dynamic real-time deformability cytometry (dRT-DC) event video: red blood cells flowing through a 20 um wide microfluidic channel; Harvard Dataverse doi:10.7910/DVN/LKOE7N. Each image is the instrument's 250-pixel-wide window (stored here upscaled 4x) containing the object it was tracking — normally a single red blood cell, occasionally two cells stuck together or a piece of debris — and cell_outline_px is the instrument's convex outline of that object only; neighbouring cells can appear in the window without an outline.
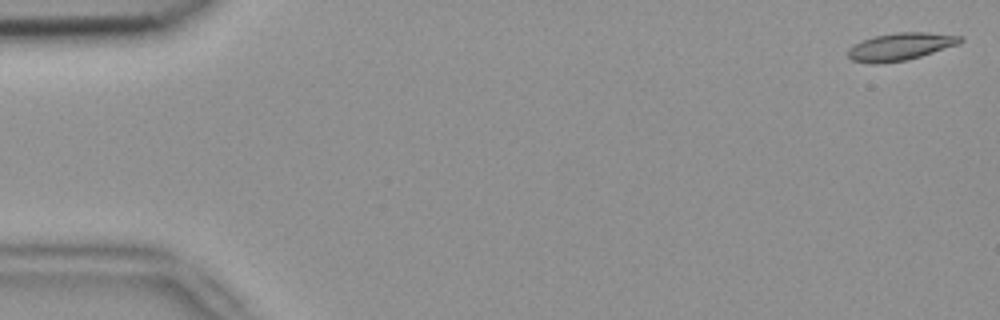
{"species": "common noctule bat (a hibernating species)", "species_latin": "Nyctalus noctula", "temperature_condition": "room temperature", "stored_images_in_passage": 5, "camera_frame_rate_fps": 3000, "um_per_image_px": 0.085, "animal": {"sex": "female", "body_mass_g": 18.4}, "frame": {"image": 1, "passage_image": 1, "time_ms": 0.0, "image_size_px": [1000, 320], "cell_outline_px": [[964, 40], [960, 44], [920, 56], [904, 60], [880, 64], [868, 64], [852, 60], [848, 56], [848, 48], [864, 40], [876, 36], [896, 32], [928, 32], [964, 36]], "centroid_in_image_um": [76.57, 3.96], "position_along_channel_um": 8.4, "area_um2": 17.98}}
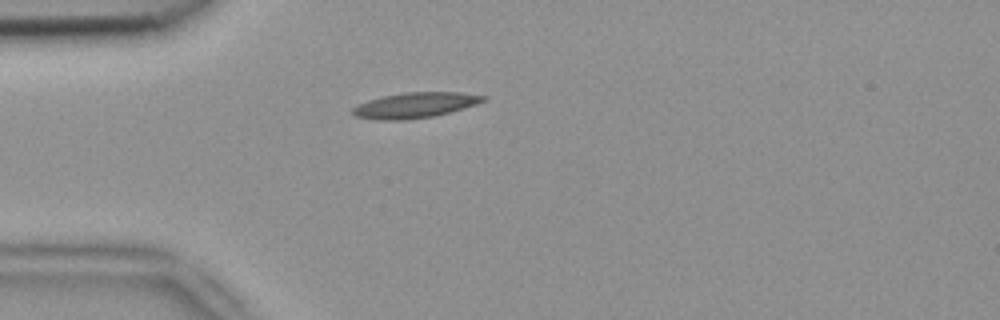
{"frame": {"image": 2, "passage_image": 5, "time_ms": 1.333, "image_size_px": [1000, 320], "cell_outline_px": [[488, 100], [464, 108], [436, 116], [408, 120], [376, 120], [356, 116], [352, 112], [352, 108], [368, 100], [380, 96], [404, 92], [460, 92], [488, 96]], "centroid_in_image_um": [35.31, 8.94], "position_along_channel_um": 49.7, "area_um2": 19.59}}